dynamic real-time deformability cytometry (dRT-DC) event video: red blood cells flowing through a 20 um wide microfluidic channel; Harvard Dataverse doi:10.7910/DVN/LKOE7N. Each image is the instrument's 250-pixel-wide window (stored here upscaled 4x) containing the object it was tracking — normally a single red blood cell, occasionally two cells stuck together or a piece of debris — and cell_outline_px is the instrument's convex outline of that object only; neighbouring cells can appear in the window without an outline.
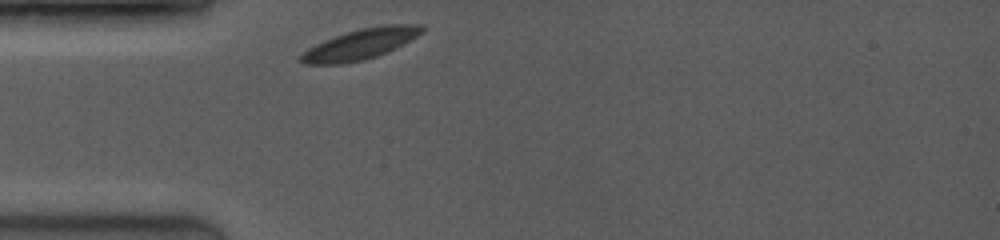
{"species": "common noctule bat (a hibernating species)", "species_latin": "Nyctalus noctula", "temperature_condition": "room temperature", "stored_images_in_passage": 20, "segment_of_instrument_passage": [1, 2], "camera_frame_rate_fps": 3500, "um_per_image_px": 0.085, "animal": {"sex": "female", "body_mass_g": 19.0, "forearm_length_mm": 53.3}, "frame": {"image": 1, "passage_image": 1, "time_ms": 0.0, "image_size_px": [1000, 240], "cell_outline_px": [[424, 32], [376, 56], [364, 60], [344, 64], [304, 64], [300, 60], [300, 56], [308, 48], [324, 40], [360, 28], [384, 24], [424, 24]], "centroid_in_image_um": [30.63, 3.74], "position_along_channel_um": 54.4, "area_um2": 21.15}}
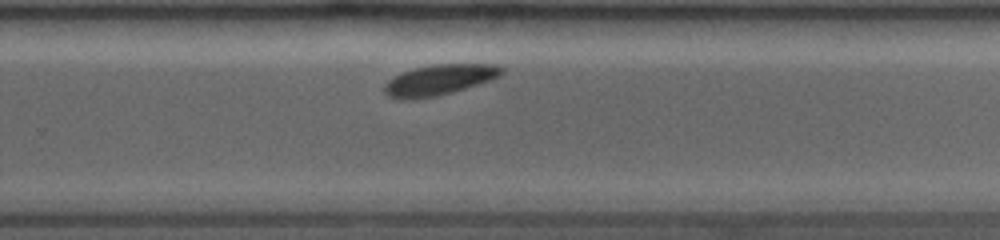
{"frame": {"image": 2, "passage_image": 13, "time_ms": 6.286, "image_size_px": [1000, 240], "cell_outline_px": [[504, 72], [500, 76], [452, 92], [436, 96], [408, 100], [392, 100], [384, 92], [384, 84], [388, 80], [404, 72], [416, 68], [432, 64], [496, 64], [504, 68]], "centroid_in_image_um": [37.29, 6.8], "position_along_channel_um": 292.5, "area_um2": 20.81}}
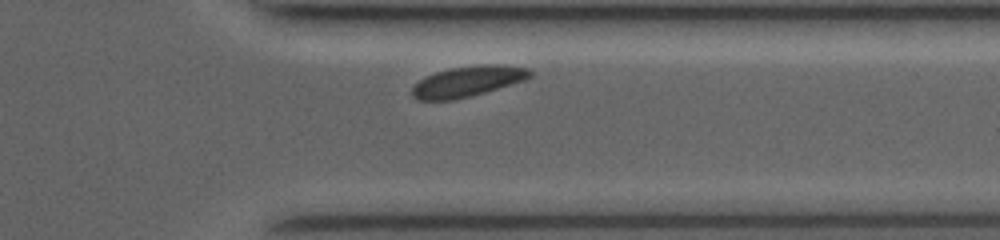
{"frame": {"image": 3, "passage_image": 17, "time_ms": 8.286, "image_size_px": [1000, 240], "cell_outline_px": [[532, 76], [524, 80], [484, 92], [452, 100], [416, 100], [412, 96], [412, 88], [424, 76], [448, 68], [476, 64], [504, 64], [528, 68], [532, 72]], "centroid_in_image_um": [39.74, 6.89], "position_along_channel_um": 371.7, "area_um2": 21.04}}